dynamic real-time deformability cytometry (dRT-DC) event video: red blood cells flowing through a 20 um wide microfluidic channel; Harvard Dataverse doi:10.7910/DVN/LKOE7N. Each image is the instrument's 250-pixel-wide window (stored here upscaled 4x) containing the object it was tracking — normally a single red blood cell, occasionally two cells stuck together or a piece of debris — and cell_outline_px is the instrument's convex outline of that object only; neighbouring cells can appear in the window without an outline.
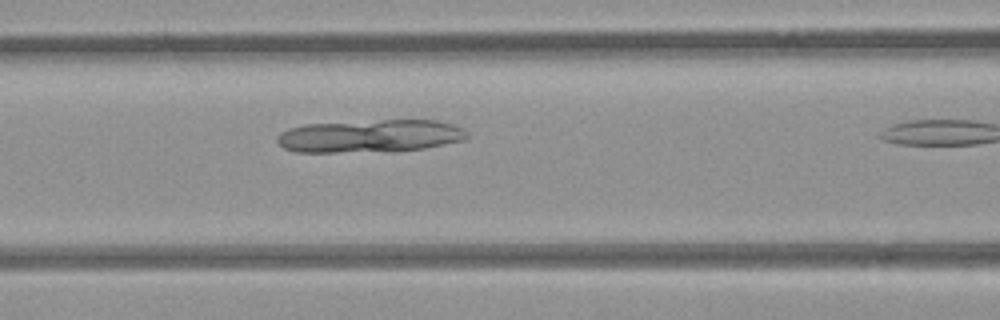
{"species": "common noctule bat (a hibernating species)", "species_latin": "Nyctalus noctula", "temperature_condition": "room temperature", "stored_images_in_passage": 10, "camera_frame_rate_fps": 3000, "um_per_image_px": 0.085, "animal": {"sex": "female", "body_mass_g": 21.9}, "frame": {"image": 1, "passage_image": 9, "time_ms": 2.667, "image_size_px": [1000, 320], "cell_outline_px": [[468, 136], [464, 140], [424, 148], [396, 152], [296, 152], [284, 148], [276, 140], [276, 136], [280, 132], [288, 128], [304, 124], [380, 120], [436, 120], [452, 124], [464, 128], [468, 132]], "centroid_in_image_um": [31.45, 11.57], "position_along_channel_um": 135.1, "area_um2": 36.82}}